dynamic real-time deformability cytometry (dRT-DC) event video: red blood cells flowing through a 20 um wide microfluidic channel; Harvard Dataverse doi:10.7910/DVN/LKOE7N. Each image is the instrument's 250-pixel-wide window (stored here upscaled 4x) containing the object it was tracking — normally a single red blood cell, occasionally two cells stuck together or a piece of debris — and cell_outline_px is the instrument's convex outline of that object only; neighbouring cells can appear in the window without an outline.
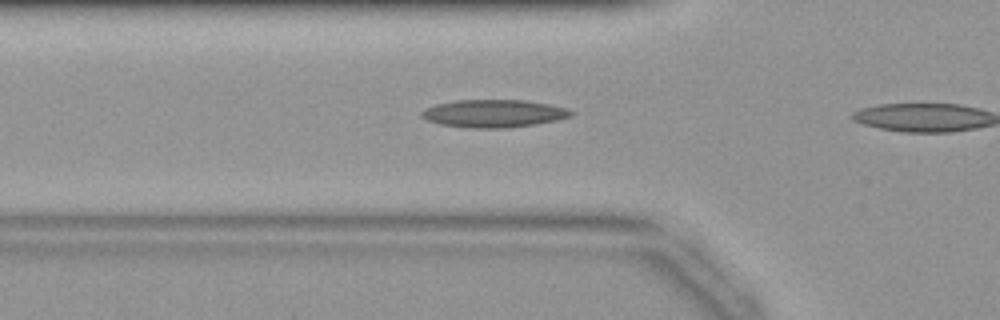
{"species": "common noctule bat (a hibernating species)", "species_latin": "Nyctalus noctula", "temperature_condition": "warm", "stored_images_in_passage": 6, "camera_frame_rate_fps": 3000, "um_per_image_px": 0.085, "animal": {"sex": "female", "body_mass_g": 19.9}, "frame": {"image": 1, "passage_image": 5, "time_ms": 1.333, "image_size_px": [1000, 320], "cell_outline_px": [[576, 112], [572, 116], [556, 120], [536, 124], [508, 128], [472, 128], [440, 124], [428, 120], [420, 116], [420, 112], [436, 104], [456, 100], [524, 100], [548, 104], [568, 108]], "centroid_in_image_um": [42.01, 9.64], "position_along_channel_um": 83.8, "area_um2": 24.16}}